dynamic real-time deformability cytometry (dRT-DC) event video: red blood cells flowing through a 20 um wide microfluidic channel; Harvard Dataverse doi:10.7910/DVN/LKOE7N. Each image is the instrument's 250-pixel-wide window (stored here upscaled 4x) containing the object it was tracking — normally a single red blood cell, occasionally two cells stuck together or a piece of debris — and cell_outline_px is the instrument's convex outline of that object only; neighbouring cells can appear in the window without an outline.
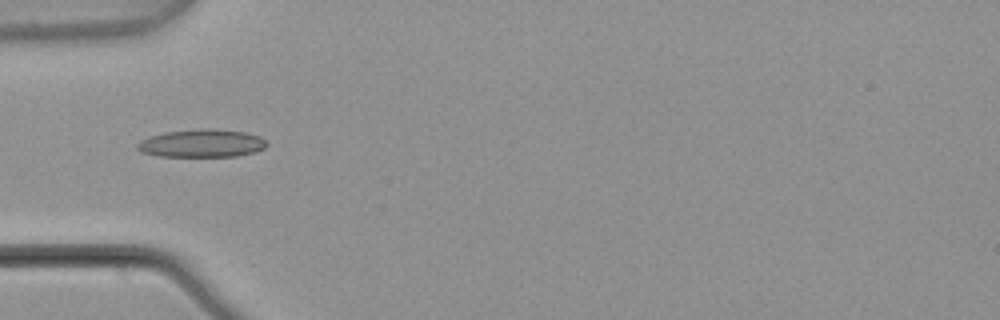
{"species": "common noctule bat (a hibernating species)", "species_latin": "Nyctalus noctula", "temperature_condition": "warm", "stored_images_in_passage": 3, "camera_frame_rate_fps": 3000, "um_per_image_px": 0.085, "animal": {"sex": "male", "body_mass_g": 21.5, "forearm_length_mm": 52.0}, "frame": {"image": 1, "passage_image": 2, "time_ms": 0.333, "image_size_px": [1000, 320], "cell_outline_px": [[268, 144], [264, 148], [256, 152], [236, 156], [160, 156], [140, 152], [136, 148], [136, 144], [140, 140], [164, 132], [200, 128], [212, 128], [244, 132], [260, 136]], "centroid_in_image_um": [17.14, 12.17], "position_along_channel_um": 67.9, "area_um2": 21.15}}
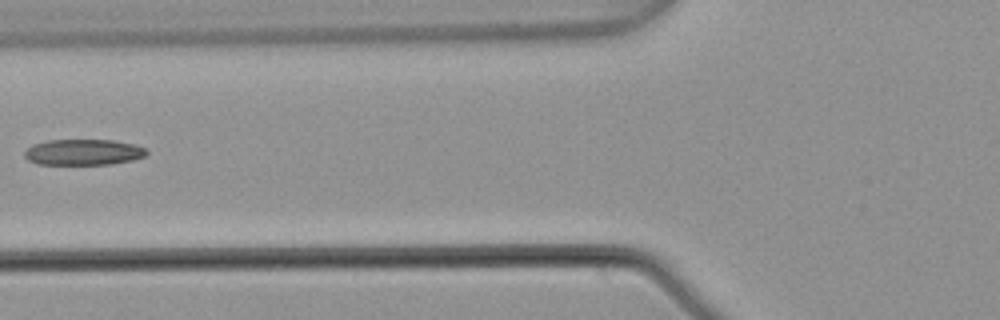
{"frame": {"image": 2, "passage_image": 3, "time_ms": 0.667, "image_size_px": [1000, 320], "cell_outline_px": [[148, 152], [144, 156], [132, 160], [112, 164], [36, 164], [28, 160], [24, 156], [24, 152], [32, 144], [48, 140], [116, 140], [136, 144], [144, 148]], "centroid_in_image_um": [7.08, 12.93], "position_along_channel_um": 118.7, "area_um2": 18.5}}